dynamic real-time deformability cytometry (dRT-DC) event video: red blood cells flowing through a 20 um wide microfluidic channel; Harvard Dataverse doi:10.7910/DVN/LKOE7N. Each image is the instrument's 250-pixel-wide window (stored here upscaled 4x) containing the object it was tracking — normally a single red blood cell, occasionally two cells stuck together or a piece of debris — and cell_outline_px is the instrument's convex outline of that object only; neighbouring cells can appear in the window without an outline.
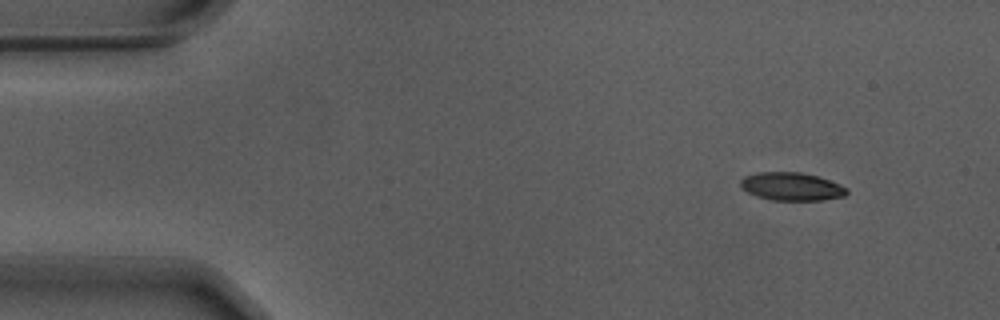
{"species": "Egyptian fruit bat (a non-hibernating species)", "species_latin": "Rousettus aegyptiacus", "temperature_condition": "warm", "stored_images_in_passage": 51, "camera_frame_rate_fps": 3000, "um_per_image_px": 0.085, "animal": {"sex": "male"}, "frame": {"image": 1, "passage_image": 1, "time_ms": 0.0, "image_size_px": [1000, 320], "cell_outline_px": [[848, 192], [844, 196], [820, 200], [772, 200], [756, 196], [748, 192], [740, 184], [740, 180], [744, 176], [760, 172], [800, 172], [816, 176], [840, 184], [848, 188]], "centroid_in_image_um": [67.29, 15.85], "position_along_channel_um": 17.7, "area_um2": 17.22}}
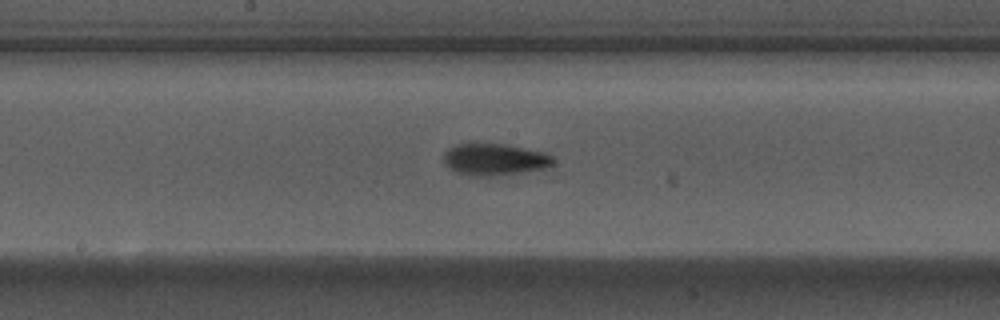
{"frame": {"image": 2, "passage_image": 24, "time_ms": 7.667, "image_size_px": [1000, 320], "cell_outline_px": [[552, 164], [544, 168], [492, 176], [468, 176], [456, 172], [444, 160], [444, 152], [448, 148], [456, 144], [468, 140], [508, 144], [544, 152], [552, 156]], "centroid_in_image_um": [41.97, 13.49], "position_along_channel_um": 206.2, "area_um2": 20.69}}
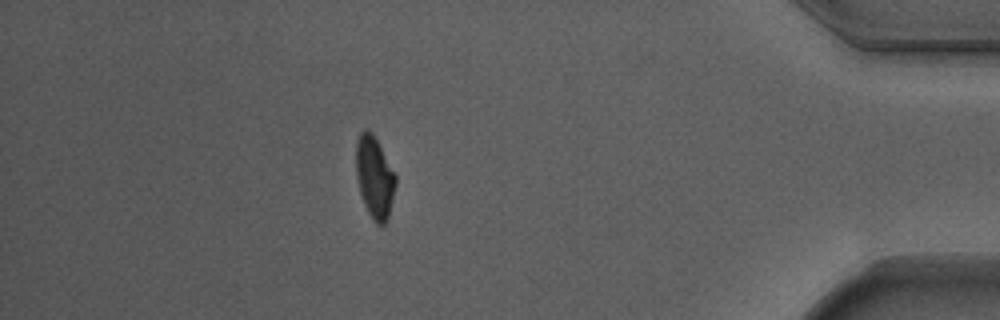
{"frame": {"image": 3, "passage_image": 44, "time_ms": 14.333, "image_size_px": [1000, 320], "cell_outline_px": [[396, 184], [388, 216], [384, 224], [376, 224], [372, 220], [364, 204], [360, 192], [356, 176], [356, 140], [360, 132], [364, 128], [368, 128], [372, 132], [396, 176]], "centroid_in_image_um": [31.81, 15.04], "position_along_channel_um": 403.4, "area_um2": 18.73}, "authors_computed_cell_mechanics": {"area_um2": 18.7272, "velocity_mm_per_s": 3.7042, "shape_relaxation_time_tau1_ms": 3.5271, "shape_relaxation_time_tau2_ms": 1.553, "deformation_change_tau1": 0.1645, "deformation_change_tau2": 0.0725}}